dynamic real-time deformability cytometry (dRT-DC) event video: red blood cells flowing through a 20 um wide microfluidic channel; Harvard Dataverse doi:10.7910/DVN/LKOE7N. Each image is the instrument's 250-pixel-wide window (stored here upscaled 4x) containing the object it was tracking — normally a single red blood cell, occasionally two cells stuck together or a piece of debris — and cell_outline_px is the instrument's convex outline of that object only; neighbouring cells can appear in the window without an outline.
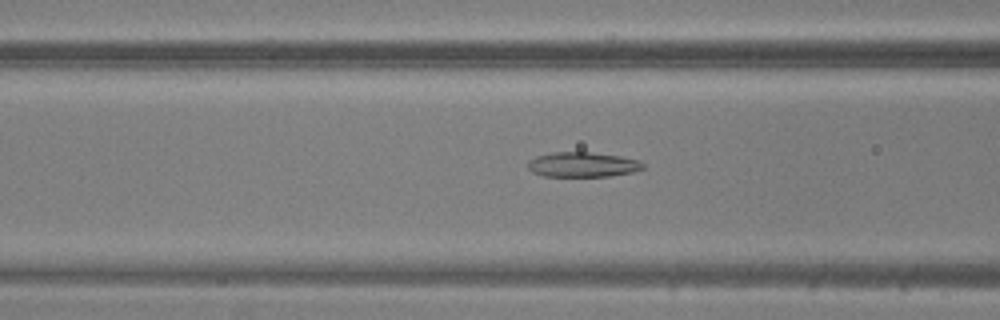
{"species": "common noctule bat (a hibernating species)", "species_latin": "Nyctalus noctula", "temperature_condition": "warm", "stored_images_in_passage": 48, "camera_frame_rate_fps": 3000, "um_per_image_px": 0.085, "animal": {"sex": "male", "body_mass_g": 20.5, "forearm_length_mm": 52.5}, "frame": {"image": 1, "passage_image": 19, "time_ms": 6.0, "image_size_px": [1000, 320], "cell_outline_px": [[644, 168], [632, 172], [608, 176], [544, 176], [532, 172], [528, 168], [528, 160], [536, 156], [552, 152], [592, 152], [620, 156], [640, 160], [644, 164]], "centroid_in_image_um": [49.51, 13.98], "position_along_channel_um": 117.1, "area_um2": 16.76}}
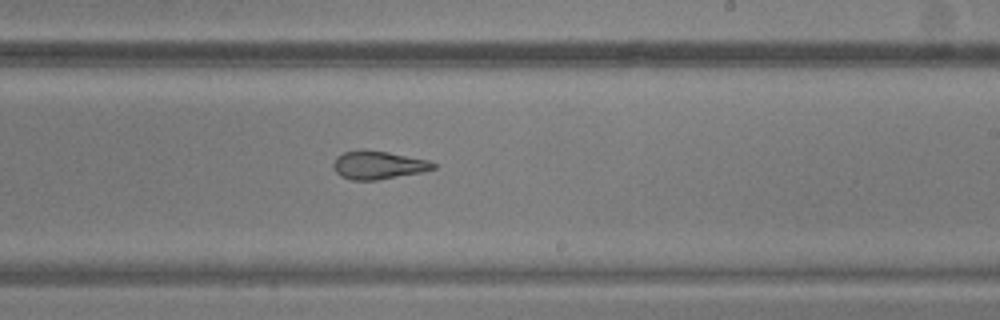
{"frame": {"image": 2, "passage_image": 29, "time_ms": 9.333, "image_size_px": [1000, 320], "cell_outline_px": [[436, 168], [424, 172], [376, 180], [352, 180], [340, 176], [336, 172], [332, 164], [336, 156], [344, 152], [364, 148], [388, 152], [428, 160], [436, 164]], "centroid_in_image_um": [32.13, 14.02], "position_along_channel_um": 256.9, "area_um2": 16.65}}
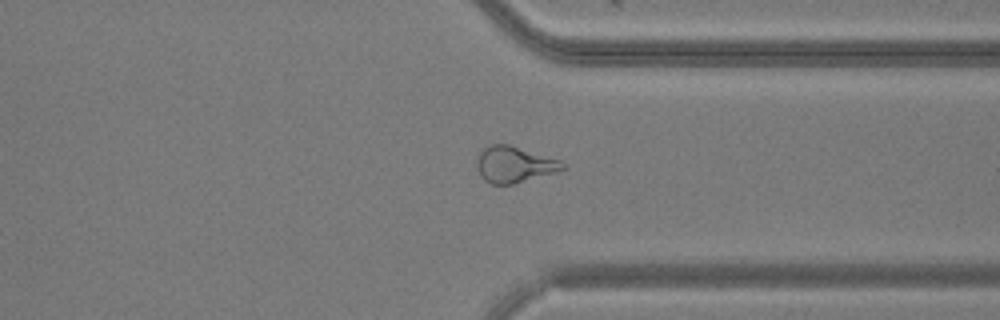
{"frame": {"image": 3, "passage_image": 37, "time_ms": 12.0, "image_size_px": [1000, 320], "cell_outline_px": [[568, 168], [556, 172], [512, 184], [492, 184], [484, 180], [480, 176], [476, 168], [476, 164], [480, 152], [484, 148], [492, 144], [508, 144], [560, 160], [568, 164]], "centroid_in_image_um": [43.73, 13.98], "position_along_channel_um": 367.7, "area_um2": 18.09}}